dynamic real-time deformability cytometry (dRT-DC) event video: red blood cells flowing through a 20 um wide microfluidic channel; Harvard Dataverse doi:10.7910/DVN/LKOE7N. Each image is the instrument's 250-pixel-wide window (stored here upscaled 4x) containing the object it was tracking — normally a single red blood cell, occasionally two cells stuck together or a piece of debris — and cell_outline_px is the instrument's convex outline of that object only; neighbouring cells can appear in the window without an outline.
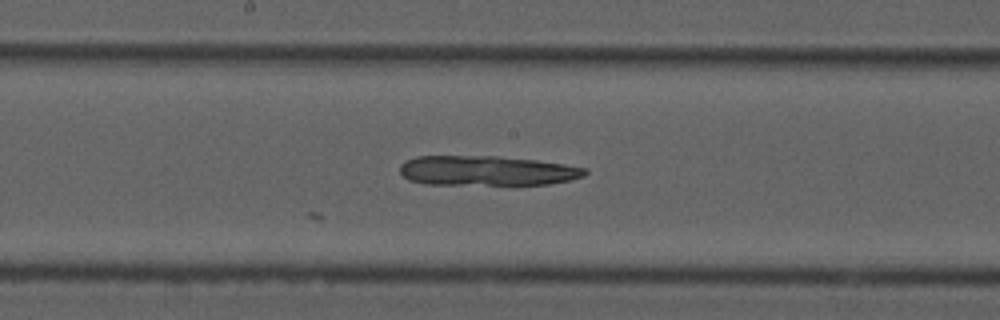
{"species": "common noctule bat (a hibernating species)", "species_latin": "Nyctalus noctula", "temperature_condition": "cold", "stored_images_in_passage": 27, "camera_frame_rate_fps": 3000, "um_per_image_px": 0.085, "animal": {"sex": "male", "forearm_length_mm": 52.5}, "frame": {"image": 1, "passage_image": 27, "time_ms": 8.667, "image_size_px": [1000, 320], "cell_outline_px": [[588, 172], [584, 176], [568, 180], [548, 184], [424, 184], [408, 180], [400, 172], [400, 164], [404, 160], [416, 156], [496, 156], [536, 160], [564, 164], [588, 168]], "centroid_in_image_um": [41.35, 14.5], "position_along_channel_um": 206.8, "area_um2": 32.19}}